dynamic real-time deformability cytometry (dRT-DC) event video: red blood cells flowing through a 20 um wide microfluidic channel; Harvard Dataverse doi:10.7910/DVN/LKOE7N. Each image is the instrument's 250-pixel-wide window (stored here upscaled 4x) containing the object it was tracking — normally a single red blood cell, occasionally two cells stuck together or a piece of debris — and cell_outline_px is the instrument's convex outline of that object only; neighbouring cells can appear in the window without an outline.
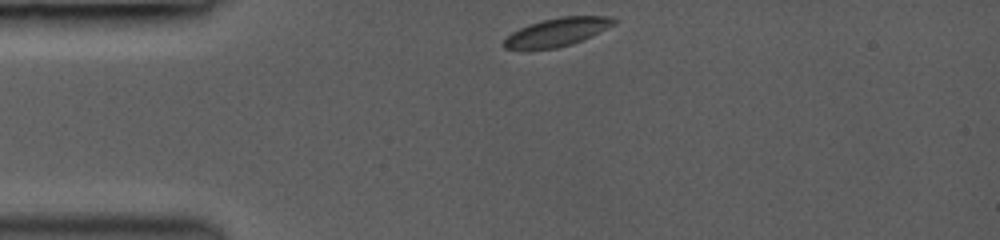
{"species": "common noctule bat (a hibernating species)", "species_latin": "Nyctalus noctula", "temperature_condition": "room temperature", "stored_images_in_passage": 23, "camera_frame_rate_fps": 3000, "um_per_image_px": 0.085, "animal": {"sex": "female", "body_mass_g": 19.0, "forearm_length_mm": 53.3}, "frame": {"image": 1, "passage_image": 1, "time_ms": 0.0, "image_size_px": [1000, 240], "cell_outline_px": [[620, 20], [616, 24], [600, 32], [572, 44], [556, 48], [528, 52], [504, 48], [500, 44], [512, 32], [528, 24], [560, 16], [612, 16]], "centroid_in_image_um": [47.32, 2.76], "position_along_channel_um": 37.7, "area_um2": 18.79}}
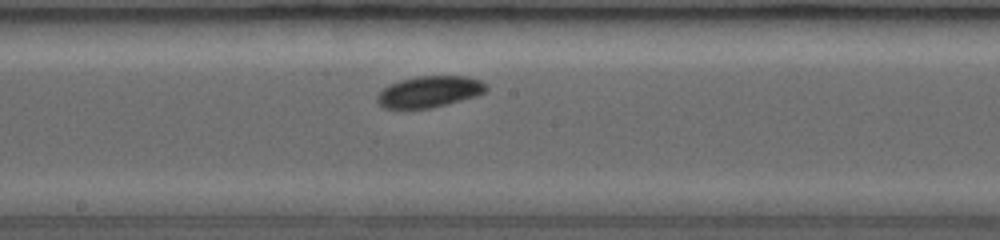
{"frame": {"image": 2, "passage_image": 10, "time_ms": 5.0, "image_size_px": [1000, 240], "cell_outline_px": [[488, 88], [484, 92], [476, 96], [448, 104], [432, 108], [384, 108], [376, 100], [376, 96], [388, 84], [400, 80], [416, 76], [468, 76], [480, 80]], "centroid_in_image_um": [36.49, 7.79], "position_along_channel_um": 211.7, "area_um2": 19.88}}
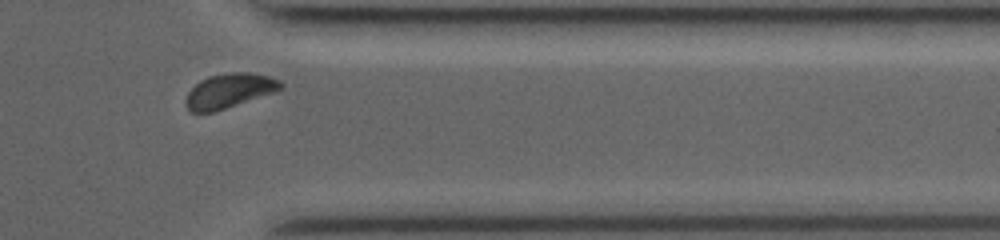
{"frame": {"image": 3, "passage_image": 19, "time_ms": 9.333, "image_size_px": [1000, 240], "cell_outline_px": [[284, 88], [276, 92], [212, 112], [192, 112], [188, 108], [184, 100], [188, 92], [200, 80], [208, 76], [232, 72], [248, 72], [268, 76], [280, 80], [284, 84]], "centroid_in_image_um": [19.52, 7.7], "position_along_channel_um": 391.9, "area_um2": 19.02}, "authors_computed_cell_mechanics": {"area_um2": 19.2474, "velocity_mm_per_s": 4.1511, "shape_relaxation_time_tau1_ms": 1.5324, "shape_relaxation_time_tau2_ms": null, "deformation_change_tau1": 0.0622, "deformation_change_tau2": null}}